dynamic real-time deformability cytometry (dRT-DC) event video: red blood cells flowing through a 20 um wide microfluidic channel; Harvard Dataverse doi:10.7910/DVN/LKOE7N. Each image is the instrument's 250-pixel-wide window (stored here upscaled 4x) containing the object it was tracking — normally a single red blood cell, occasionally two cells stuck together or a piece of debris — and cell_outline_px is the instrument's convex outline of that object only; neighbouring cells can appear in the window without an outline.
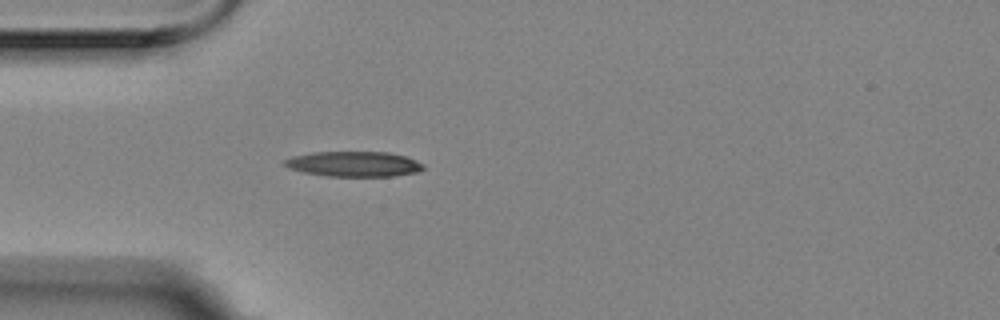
{"species": "Egyptian fruit bat (a non-hibernating species)", "species_latin": "Rousettus aegyptiacus", "temperature_condition": "room temperature", "stored_images_in_passage": 1, "camera_frame_rate_fps": 3000, "um_per_image_px": 0.085, "animal": {"sex": "female"}, "frame": {"image": 1, "passage_image": 1, "time_ms": 0.0, "image_size_px": [1000, 320], "cell_outline_px": [[424, 168], [420, 172], [392, 176], [328, 176], [304, 172], [288, 168], [284, 164], [284, 160], [292, 156], [312, 152], [388, 152], [404, 156], [416, 160], [424, 164]], "centroid_in_image_um": [30.1, 13.94], "position_along_channel_um": 54.9, "area_um2": 20.4}}